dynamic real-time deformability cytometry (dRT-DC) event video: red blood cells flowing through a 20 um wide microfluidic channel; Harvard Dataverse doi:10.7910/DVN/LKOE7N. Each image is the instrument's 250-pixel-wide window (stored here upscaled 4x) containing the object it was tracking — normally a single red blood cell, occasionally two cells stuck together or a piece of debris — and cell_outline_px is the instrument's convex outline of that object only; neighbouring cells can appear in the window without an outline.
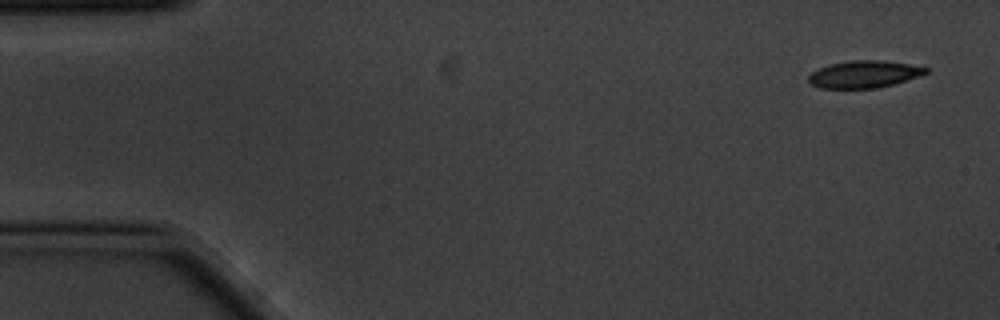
{"species": "common noctule bat (a hibernating species)", "species_latin": "Nyctalus noctula", "temperature_condition": "cold", "stored_images_in_passage": 5, "camera_frame_rate_fps": 3000, "um_per_image_px": 0.085, "animal": {"sex": "male", "body_mass_g": 20.1, "forearm_length_mm": 53.5}, "frame": {"image": 1, "passage_image": 1, "time_ms": 0.0, "image_size_px": [1000, 320], "cell_outline_px": [[928, 72], [892, 84], [876, 88], [820, 88], [812, 84], [808, 80], [808, 76], [812, 72], [828, 64], [848, 60], [880, 60], [908, 64], [928, 68]], "centroid_in_image_um": [73.39, 6.3], "position_along_channel_um": 11.6, "area_um2": 18.26}}
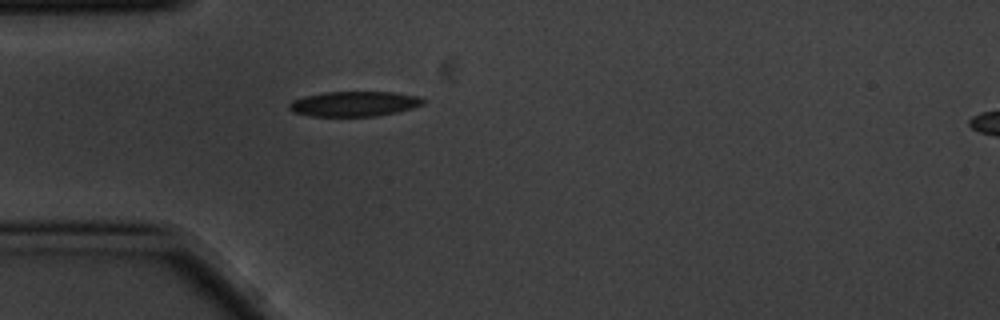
{"frame": {"image": 2, "passage_image": 5, "time_ms": 1.333, "image_size_px": [1000, 320], "cell_outline_px": [[428, 100], [424, 104], [412, 108], [396, 112], [376, 116], [308, 116], [292, 112], [288, 108], [288, 104], [292, 100], [304, 96], [324, 92], [392, 92], [416, 96]], "centroid_in_image_um": [30.08, 8.83], "position_along_channel_um": 54.9, "area_um2": 19.65}}